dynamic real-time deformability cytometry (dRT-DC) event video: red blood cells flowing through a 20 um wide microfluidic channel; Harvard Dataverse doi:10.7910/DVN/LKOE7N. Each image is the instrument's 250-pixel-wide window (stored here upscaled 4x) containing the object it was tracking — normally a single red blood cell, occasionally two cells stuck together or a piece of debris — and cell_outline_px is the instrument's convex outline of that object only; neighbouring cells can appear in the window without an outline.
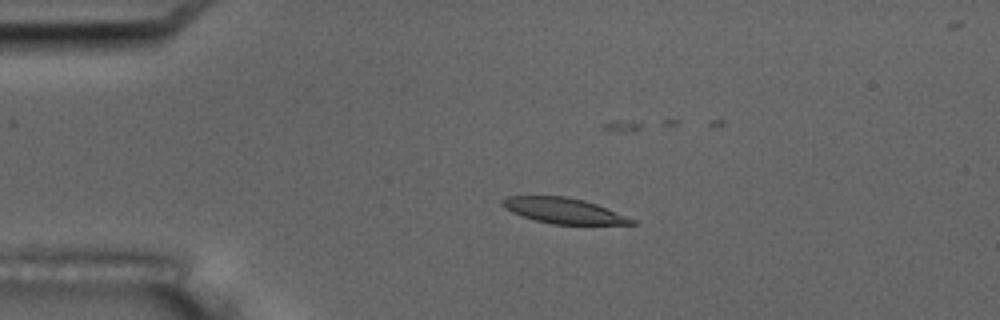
{"species": "common noctule bat (a hibernating species)", "species_latin": "Nyctalus noctula", "temperature_condition": "room temperature", "stored_images_in_passage": 6, "camera_frame_rate_fps": 3000, "um_per_image_px": 0.085, "animal": {"sex": "male", "body_mass_g": 17.5, "forearm_length_mm": 52.3}, "frame": {"image": 1, "passage_image": 4, "time_ms": 4.333, "image_size_px": [1000, 320], "cell_outline_px": [[636, 224], [552, 224], [536, 220], [512, 212], [504, 208], [500, 204], [500, 200], [508, 196], [568, 196], [584, 200], [596, 204], [636, 220]], "centroid_in_image_um": [47.87, 17.9], "position_along_channel_um": 37.1, "area_um2": 19.07}}